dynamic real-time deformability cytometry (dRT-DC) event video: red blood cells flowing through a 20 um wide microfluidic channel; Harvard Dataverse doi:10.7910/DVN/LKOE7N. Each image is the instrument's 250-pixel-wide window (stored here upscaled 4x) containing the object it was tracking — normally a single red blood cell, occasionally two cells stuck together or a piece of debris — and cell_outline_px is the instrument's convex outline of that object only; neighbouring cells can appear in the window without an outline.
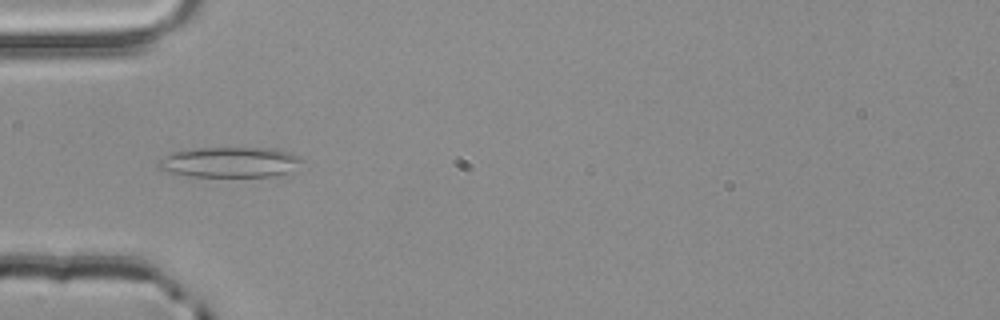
{"species": "common noctule bat (a hibernating species)", "species_latin": "Nyctalus noctula", "temperature_condition": "room temperature", "stored_images_in_passage": 54, "camera_frame_rate_fps": 3000, "um_per_image_px": 0.085, "animal": {"sex": "male", "body_mass_g": 20.4}, "frame": {"image": 1, "passage_image": 17, "time_ms": 5.333, "image_size_px": [1000, 320], "cell_outline_px": [[304, 160], [288, 172], [272, 176], [188, 176], [156, 168], [156, 160], [172, 152], [196, 148], [272, 148], [288, 152], [300, 156]], "centroid_in_image_um": [19.49, 13.77], "position_along_channel_um": 65.5, "area_um2": 25.32}}
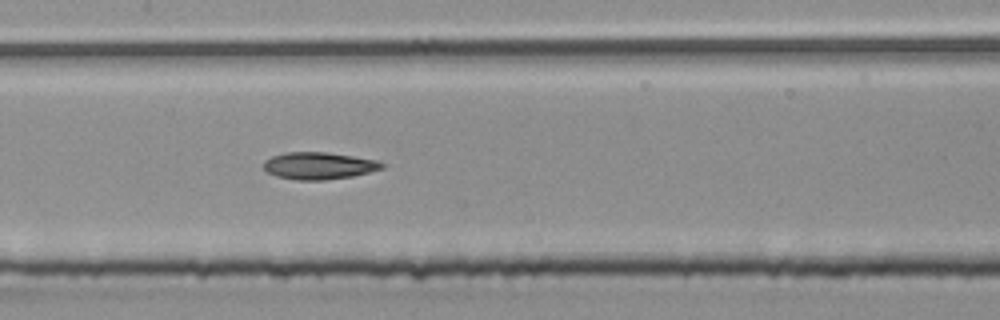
{"frame": {"image": 2, "passage_image": 26, "time_ms": 8.333, "image_size_px": [1000, 320], "cell_outline_px": [[384, 168], [352, 176], [324, 180], [296, 180], [276, 176], [268, 172], [264, 168], [264, 160], [272, 156], [284, 152], [328, 152], [380, 160], [384, 164]], "centroid_in_image_um": [27.11, 14.08], "position_along_channel_um": 180.3, "area_um2": 18.79}}
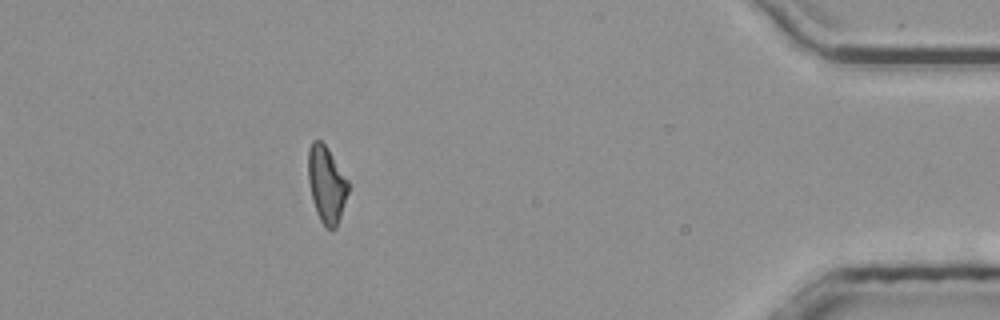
{"frame": {"image": 3, "passage_image": 48, "time_ms": 15.667, "image_size_px": [1000, 320], "cell_outline_px": [[348, 192], [336, 228], [328, 228], [320, 220], [316, 212], [312, 200], [308, 180], [308, 148], [312, 140], [320, 140], [328, 148], [348, 180]], "centroid_in_image_um": [27.73, 15.63], "position_along_channel_um": 407.5, "area_um2": 17.74}, "authors_computed_cell_mechanics": {"area_um2": 18.4671, "velocity_mm_per_s": 3.8494, "shape_relaxation_time_tau1_ms": null, "shape_relaxation_time_tau2_ms": 4.9945, "deformation_change_tau1": null, "deformation_change_tau2": 0.1184}}